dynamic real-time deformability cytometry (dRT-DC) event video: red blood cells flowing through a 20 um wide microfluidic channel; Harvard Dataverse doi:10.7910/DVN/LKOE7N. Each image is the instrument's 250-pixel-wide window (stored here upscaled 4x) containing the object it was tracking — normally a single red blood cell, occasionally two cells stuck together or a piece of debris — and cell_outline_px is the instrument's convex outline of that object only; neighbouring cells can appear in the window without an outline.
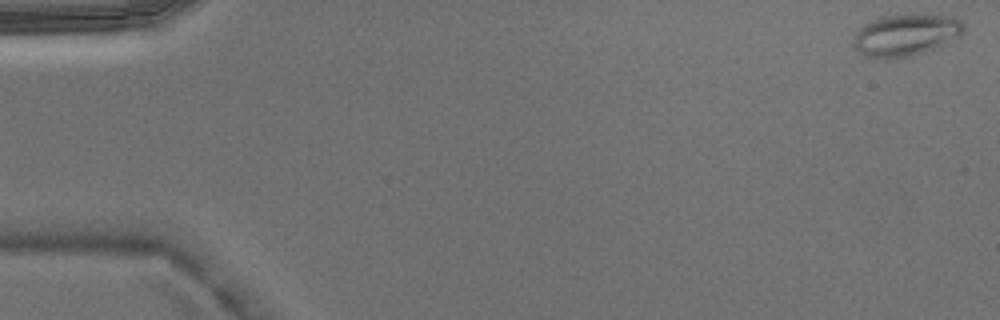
{"species": "Egyptian fruit bat (a non-hibernating species)", "species_latin": "Rousettus aegyptiacus", "temperature_condition": "warm", "stored_images_in_passage": 4, "camera_frame_rate_fps": 3000, "um_per_image_px": 0.085, "animal": {"sex": "male"}, "frame": {"image": 1, "passage_image": 1, "time_ms": 0.0, "image_size_px": [1000, 320], "cell_outline_px": [[964, 32], [960, 36], [924, 52], [908, 56], [888, 60], [884, 60], [868, 56], [860, 52], [852, 44], [852, 40], [856, 32], [864, 24], [872, 20], [884, 16], [912, 12], [916, 12], [952, 16], [960, 20], [964, 24]], "centroid_in_image_um": [76.99, 2.94], "position_along_channel_um": 8.0, "area_um2": 27.4}}